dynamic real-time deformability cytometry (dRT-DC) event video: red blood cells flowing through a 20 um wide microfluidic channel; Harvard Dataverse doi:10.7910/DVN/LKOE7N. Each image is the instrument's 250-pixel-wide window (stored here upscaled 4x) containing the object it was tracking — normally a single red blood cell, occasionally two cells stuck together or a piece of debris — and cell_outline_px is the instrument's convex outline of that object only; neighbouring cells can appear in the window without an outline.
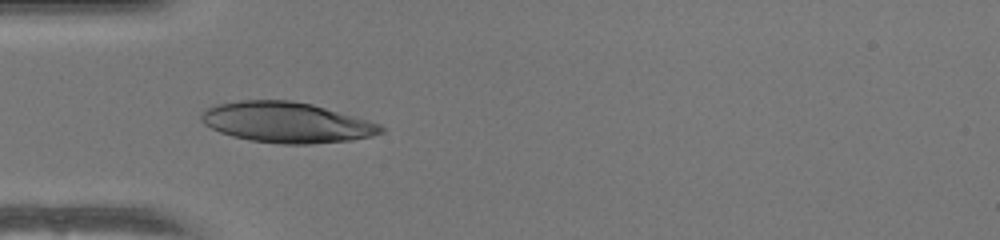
{"species": "human", "species_latin": "Homo sapiens", "temperature_condition": "warm", "stored_images_in_passage": 36, "camera_frame_rate_fps": 3000, "um_per_image_px": 0.085, "donor": {"sex": "female"}, "frame": {"image": 1, "passage_image": 1, "time_ms": 0.0, "image_size_px": [1000, 240], "cell_outline_px": [[384, 132], [372, 136], [352, 140], [312, 144], [280, 144], [248, 140], [232, 136], [220, 132], [204, 124], [200, 120], [200, 112], [216, 104], [240, 100], [292, 100], [312, 104], [368, 120], [380, 124], [384, 128]], "centroid_in_image_um": [24.35, 10.41], "position_along_channel_um": 60.7, "area_um2": 42.6}}
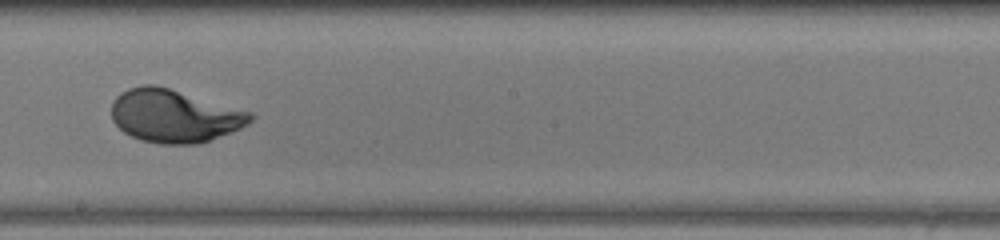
{"frame": {"image": 2, "passage_image": 14, "time_ms": 4.333, "image_size_px": [1000, 240], "cell_outline_px": [[256, 116], [248, 124], [240, 128], [208, 140], [196, 144], [160, 144], [140, 140], [124, 132], [112, 120], [112, 100], [120, 92], [128, 88], [140, 84], [156, 84], [252, 112]], "centroid_in_image_um": [14.79, 9.83], "position_along_channel_um": 233.4, "area_um2": 42.95}}
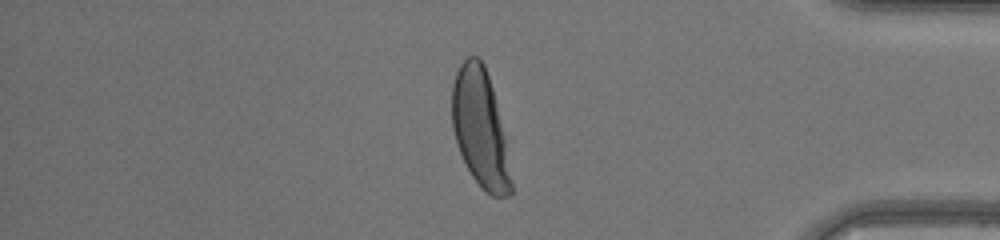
{"frame": {"image": 3, "passage_image": 28, "time_ms": 9.0, "image_size_px": [1000, 240], "cell_outline_px": [[512, 192], [508, 196], [492, 196], [472, 176], [460, 152], [452, 128], [452, 84], [456, 72], [460, 64], [468, 56], [476, 56], [484, 64], [492, 88], [504, 136], [512, 184]], "centroid_in_image_um": [40.79, 10.88], "position_along_channel_um": 394.4, "area_um2": 39.71}, "authors_computed_cell_mechanics": {"area_um2": 42.5697, "velocity_mm_per_s": 4.0639, "shape_relaxation_time_tau1_ms": 3.1681, "shape_relaxation_time_tau2_ms": null, "deformation_change_tau1": 0.2009, "deformation_change_tau2": null}}